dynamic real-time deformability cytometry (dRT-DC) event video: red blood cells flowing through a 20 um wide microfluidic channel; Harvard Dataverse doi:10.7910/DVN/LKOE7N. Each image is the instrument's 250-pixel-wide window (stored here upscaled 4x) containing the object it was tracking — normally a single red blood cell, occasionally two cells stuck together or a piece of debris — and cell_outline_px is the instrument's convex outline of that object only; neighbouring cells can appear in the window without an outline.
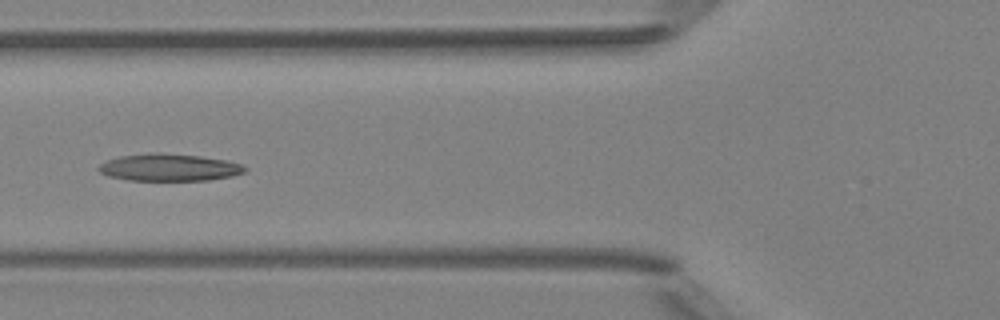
{"species": "Egyptian fruit bat (a non-hibernating species)", "species_latin": "Rousettus aegyptiacus", "temperature_condition": "room temperature", "stored_images_in_passage": 7, "camera_frame_rate_fps": 3000, "um_per_image_px": 0.085, "animal": {"sex": "female"}, "frame": {"image": 1, "passage_image": 6, "time_ms": 6.0, "image_size_px": [1000, 320], "cell_outline_px": [[248, 168], [244, 172], [232, 176], [208, 180], [128, 180], [108, 176], [100, 172], [96, 168], [100, 164], [108, 160], [120, 156], [156, 152], [200, 156], [224, 160], [244, 164]], "centroid_in_image_um": [14.39, 14.23], "position_along_channel_um": 111.4, "area_um2": 23.12}}
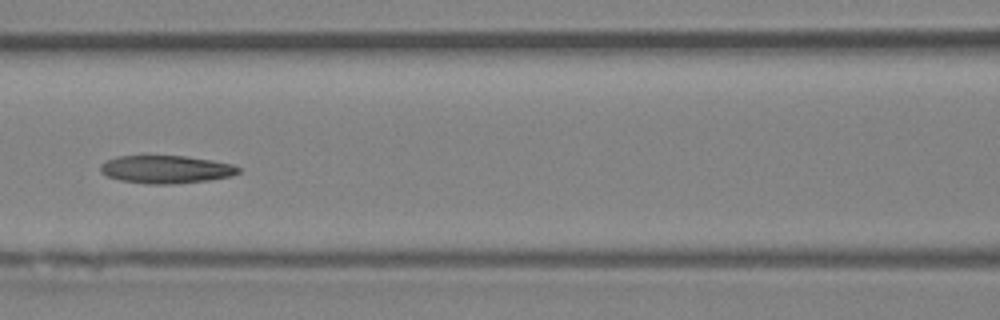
{"frame": {"image": 2, "passage_image": 7, "time_ms": 7.0, "image_size_px": [1000, 320], "cell_outline_px": [[240, 172], [232, 176], [208, 180], [172, 184], [148, 184], [120, 180], [108, 176], [100, 172], [100, 164], [104, 160], [116, 156], [184, 156], [212, 160], [232, 164], [240, 168]], "centroid_in_image_um": [14.09, 14.39], "position_along_channel_um": 152.5, "area_um2": 22.48}}